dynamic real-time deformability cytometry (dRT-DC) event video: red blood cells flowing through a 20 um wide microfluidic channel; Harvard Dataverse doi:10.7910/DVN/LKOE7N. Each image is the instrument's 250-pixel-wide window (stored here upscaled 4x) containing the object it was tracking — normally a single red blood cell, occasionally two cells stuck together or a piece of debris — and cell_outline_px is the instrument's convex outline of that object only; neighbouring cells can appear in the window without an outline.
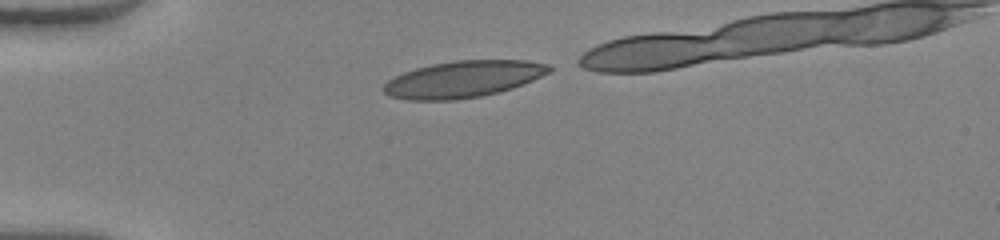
{"species": "human", "species_latin": "Homo sapiens", "temperature_condition": "warm", "stored_images_in_passage": 32, "camera_frame_rate_fps": 3000, "um_per_image_px": 0.085, "donor": {"sex": "female"}, "frame": {"image": 1, "passage_image": 1, "time_ms": 0.0, "image_size_px": [1000, 240], "cell_outline_px": [[552, 72], [524, 84], [512, 88], [480, 96], [456, 100], [408, 100], [388, 96], [380, 88], [388, 80], [404, 72], [416, 68], [432, 64], [456, 60], [524, 60], [548, 64], [552, 68]], "centroid_in_image_um": [39.37, 6.73], "position_along_channel_um": 45.6, "area_um2": 35.43}}
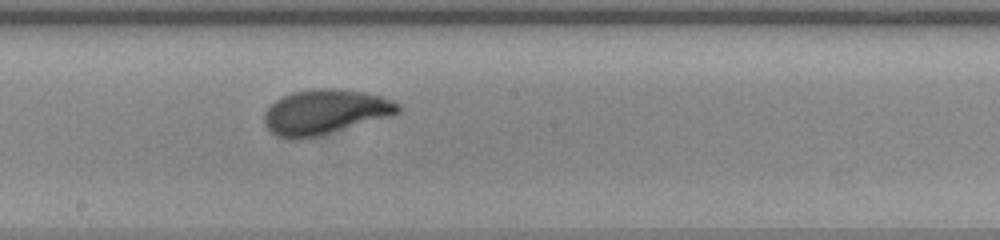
{"frame": {"image": 2, "passage_image": 16, "time_ms": 5.0, "image_size_px": [1000, 240], "cell_outline_px": [[400, 112], [388, 116], [316, 136], [292, 140], [276, 136], [264, 124], [264, 112], [276, 100], [292, 92], [312, 88], [336, 88], [364, 92], [380, 96], [392, 100], [400, 104]], "centroid_in_image_um": [27.59, 9.5], "position_along_channel_um": 220.6, "area_um2": 34.56}}
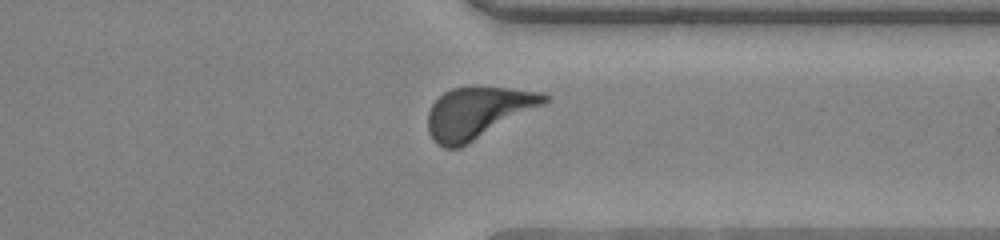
{"frame": {"image": 3, "passage_image": 27, "time_ms": 8.667, "image_size_px": [1000, 240], "cell_outline_px": [[548, 100], [544, 104], [460, 148], [444, 148], [436, 144], [432, 140], [428, 132], [428, 112], [432, 104], [444, 92], [452, 88], [476, 84], [544, 92], [548, 96]], "centroid_in_image_um": [40.58, 9.54], "position_along_channel_um": 370.8, "area_um2": 35.32}, "authors_computed_cell_mechanics": {"area_um2": 34.391, "velocity_mm_per_s": 4.0966, "shape_relaxation_time_tau1_ms": 3.991, "shape_relaxation_time_tau2_ms": null, "deformation_change_tau1": 0.2051, "deformation_change_tau2": null}}